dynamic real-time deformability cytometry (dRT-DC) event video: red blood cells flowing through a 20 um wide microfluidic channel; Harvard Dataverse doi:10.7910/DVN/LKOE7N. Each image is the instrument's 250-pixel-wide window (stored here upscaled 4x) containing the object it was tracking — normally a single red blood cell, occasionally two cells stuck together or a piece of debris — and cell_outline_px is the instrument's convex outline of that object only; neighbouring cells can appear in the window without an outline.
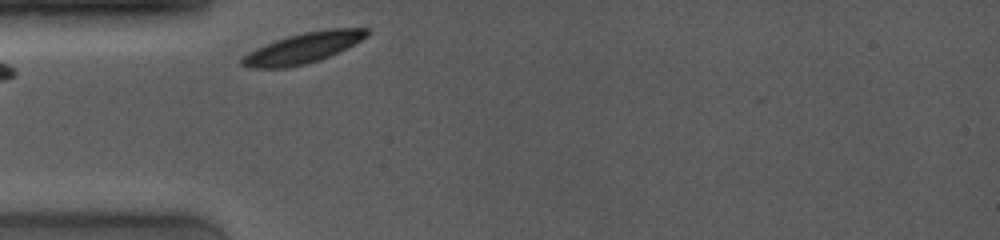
{"species": "common noctule bat (a hibernating species)", "species_latin": "Nyctalus noctula", "temperature_condition": "room temperature", "stored_images_in_passage": 8, "camera_frame_rate_fps": 4000, "um_per_image_px": 0.085, "animal": {"sex": "female", "body_mass_g": 19.0, "forearm_length_mm": 53.3}, "frame": {"image": 1, "passage_image": 1, "time_ms": 0.0, "image_size_px": [1000, 240], "cell_outline_px": [[368, 36], [328, 56], [304, 64], [284, 68], [252, 68], [240, 64], [240, 60], [248, 52], [264, 44], [288, 36], [304, 32], [328, 28], [368, 28]], "centroid_in_image_um": [25.71, 4.07], "position_along_channel_um": 59.3, "area_um2": 21.73}}